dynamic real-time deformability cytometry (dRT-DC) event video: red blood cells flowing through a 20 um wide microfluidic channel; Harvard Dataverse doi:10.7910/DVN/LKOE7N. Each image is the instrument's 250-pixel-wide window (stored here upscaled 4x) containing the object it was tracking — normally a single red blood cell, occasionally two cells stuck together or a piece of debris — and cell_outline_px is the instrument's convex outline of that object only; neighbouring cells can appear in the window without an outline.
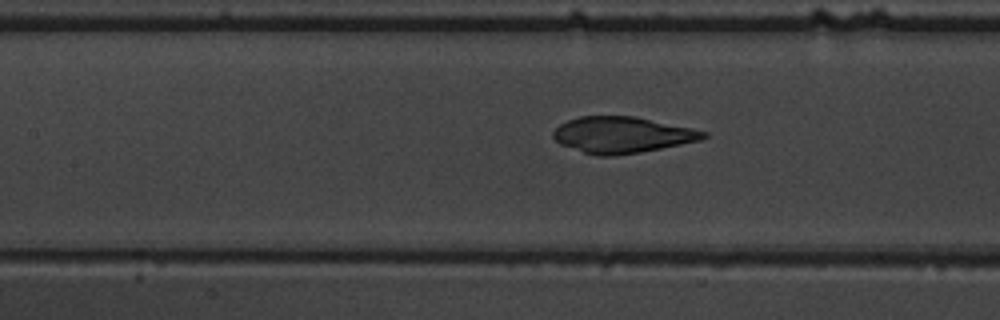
{"species": "common noctule bat (a hibernating species)", "species_latin": "Nyctalus noctula", "temperature_condition": "warm", "stored_images_in_passage": 39, "camera_frame_rate_fps": 3000, "um_per_image_px": 0.085, "animal": {"sex": "male", "body_mass_g": 19.5, "forearm_length_mm": 54.6}, "frame": {"image": 1, "passage_image": 15, "time_ms": 4.667, "image_size_px": [1000, 320], "cell_outline_px": [[708, 136], [700, 140], [640, 152], [616, 156], [596, 156], [560, 144], [552, 136], [552, 132], [560, 124], [568, 120], [580, 116], [632, 116], [692, 128], [708, 132]], "centroid_in_image_um": [52.86, 11.47], "position_along_channel_um": 154.5, "area_um2": 31.44}}
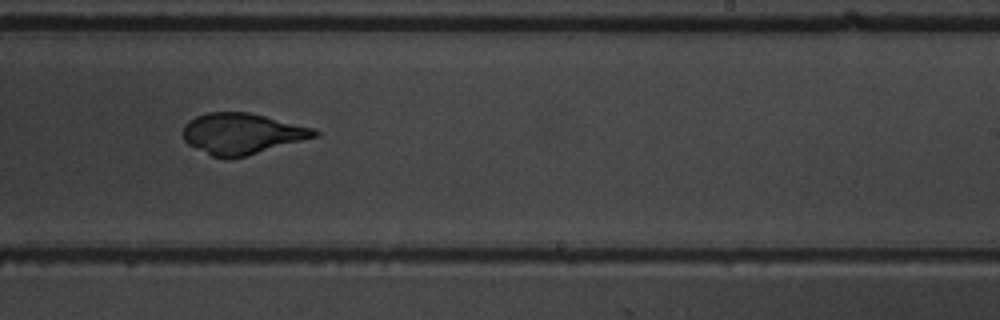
{"frame": {"image": 2, "passage_image": 24, "time_ms": 7.667, "image_size_px": [1000, 320], "cell_outline_px": [[320, 136], [244, 156], [228, 160], [224, 160], [212, 156], [188, 144], [184, 140], [184, 124], [188, 120], [196, 116], [208, 112], [248, 112], [316, 128], [320, 132]], "centroid_in_image_um": [20.59, 11.36], "position_along_channel_um": 268.4, "area_um2": 31.56}}
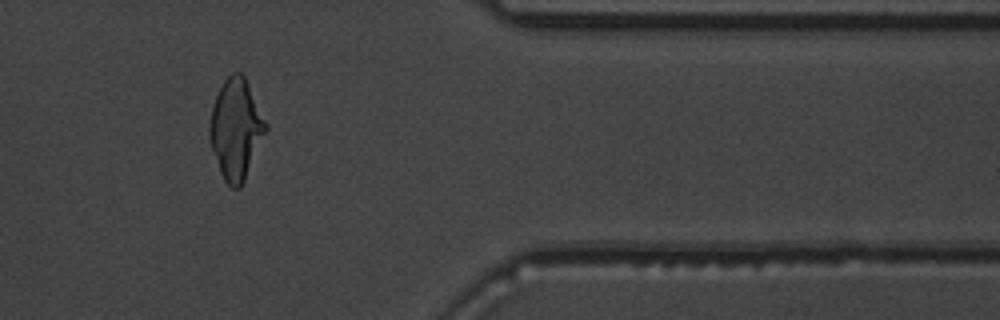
{"frame": {"image": 3, "passage_image": 35, "time_ms": 11.333, "image_size_px": [1000, 320], "cell_outline_px": [[268, 128], [244, 180], [240, 188], [232, 188], [224, 180], [220, 172], [208, 136], [208, 124], [212, 104], [224, 80], [232, 72], [240, 72], [244, 76], [268, 124]], "centroid_in_image_um": [20.04, 10.95], "position_along_channel_um": 391.4, "area_um2": 32.66}}